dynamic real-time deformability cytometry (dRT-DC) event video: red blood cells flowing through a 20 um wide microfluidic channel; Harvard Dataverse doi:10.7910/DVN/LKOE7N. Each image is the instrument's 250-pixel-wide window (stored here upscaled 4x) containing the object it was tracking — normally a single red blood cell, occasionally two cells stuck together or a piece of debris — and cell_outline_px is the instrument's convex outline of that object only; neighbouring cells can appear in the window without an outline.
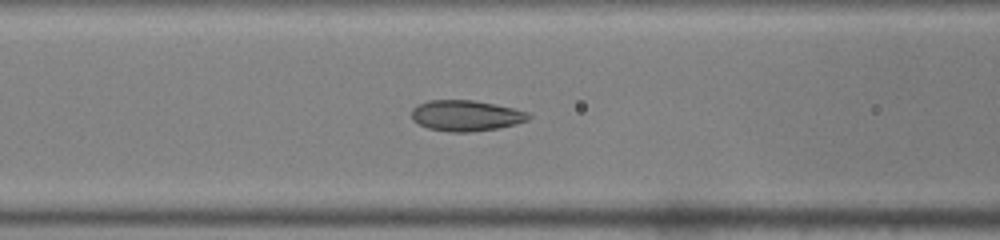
{"species": "common noctule bat (a hibernating species)", "species_latin": "Nyctalus noctula", "temperature_condition": "warm", "stored_images_in_passage": 50, "camera_frame_rate_fps": 3000, "um_per_image_px": 0.085, "animal": {"sex": "male", "body_mass_g": 19.0, "forearm_length_mm": 50.8}, "frame": {"image": 1, "passage_image": 21, "time_ms": 6.667, "image_size_px": [1000, 240], "cell_outline_px": [[532, 116], [528, 120], [516, 124], [500, 128], [468, 132], [452, 132], [428, 128], [412, 120], [412, 108], [428, 100], [472, 100], [512, 108], [528, 112]], "centroid_in_image_um": [39.61, 9.83], "position_along_channel_um": 127.0, "area_um2": 20.87}}
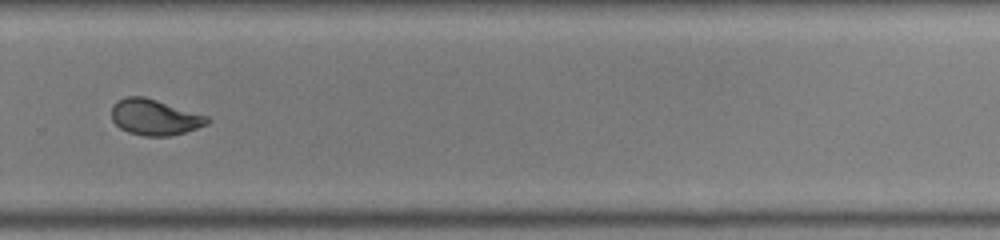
{"frame": {"image": 2, "passage_image": 35, "time_ms": 11.333, "image_size_px": [1000, 240], "cell_outline_px": [[212, 120], [208, 124], [172, 136], [144, 136], [128, 132], [120, 128], [112, 120], [112, 104], [128, 96], [144, 96], [208, 116]], "centroid_in_image_um": [13.15, 9.97], "position_along_channel_um": 316.6, "area_um2": 19.94}}
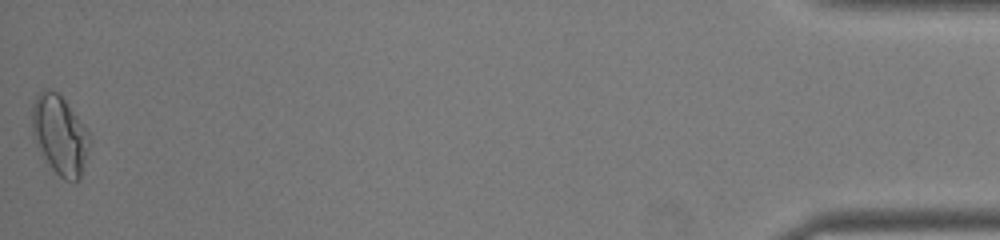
{"frame": {"image": 3, "passage_image": 50, "time_ms": 16.333, "image_size_px": [1000, 240], "cell_outline_px": [[92, 140], [80, 180], [64, 180], [52, 168], [32, 136], [32, 104], [36, 92], [48, 88], [56, 92], [64, 100], [88, 132]], "centroid_in_image_um": [5.08, 11.46], "position_along_channel_um": 430.1, "area_um2": 26.3}, "authors_computed_cell_mechanics": {"area_um2": 20.9525, "velocity_mm_per_s": 4.0677, "shape_relaxation_time_tau1_ms": 9.8, "shape_relaxation_time_tau2_ms": 0.7326, "deformation_change_tau1": 0.2669, "deformation_change_tau2": 0.0518}}